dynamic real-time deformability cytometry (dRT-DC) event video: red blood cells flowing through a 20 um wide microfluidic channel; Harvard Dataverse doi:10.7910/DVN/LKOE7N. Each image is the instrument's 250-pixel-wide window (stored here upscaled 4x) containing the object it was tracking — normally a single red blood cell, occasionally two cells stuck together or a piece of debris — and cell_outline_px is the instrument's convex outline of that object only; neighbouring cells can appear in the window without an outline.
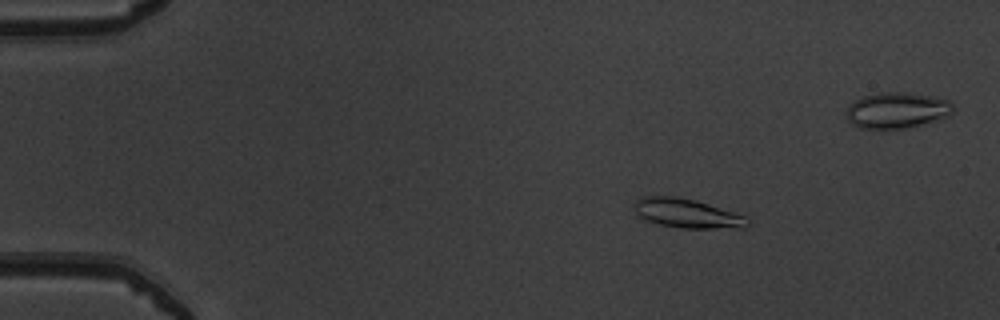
{"species": "common noctule bat (a hibernating species)", "species_latin": "Nyctalus noctula", "temperature_condition": "warm", "stored_images_in_passage": 51, "camera_frame_rate_fps": 3000, "um_per_image_px": 0.085, "animal": {"sex": "male", "body_mass_g": 19.5, "forearm_length_mm": 54.6}, "frame": {"image": 1, "passage_image": 7, "time_ms": 2.0, "image_size_px": [1000, 320], "cell_outline_px": [[748, 224], [744, 228], [680, 228], [660, 224], [644, 220], [636, 212], [636, 200], [640, 196], [676, 196], [696, 200], [744, 216], [748, 220]], "centroid_in_image_um": [58.37, 18.13], "position_along_channel_um": 26.6, "area_um2": 19.02}}
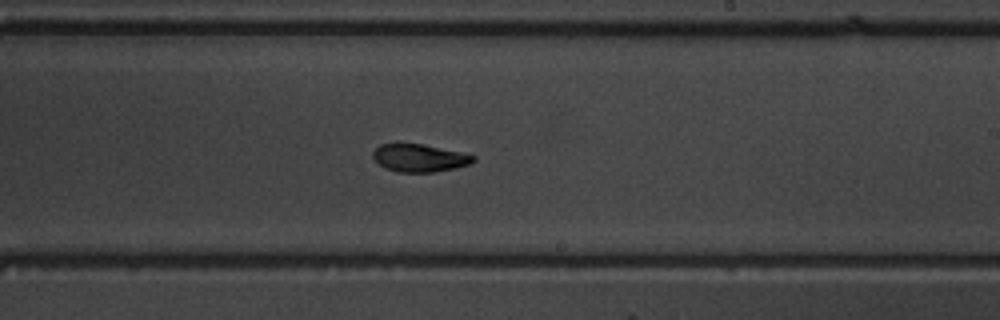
{"frame": {"image": 2, "passage_image": 30, "time_ms": 9.667, "image_size_px": [1000, 320], "cell_outline_px": [[476, 160], [472, 164], [456, 168], [432, 172], [396, 172], [384, 168], [372, 156], [372, 152], [380, 144], [396, 140], [424, 144], [460, 152], [476, 156]], "centroid_in_image_um": [35.62, 13.38], "position_along_channel_um": 253.4, "area_um2": 16.88}}
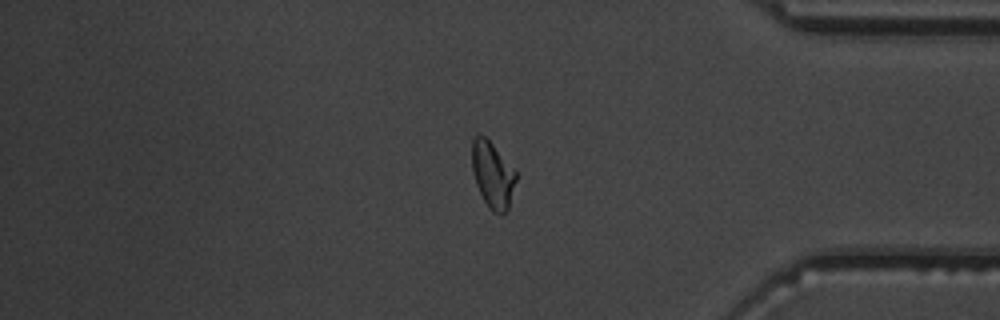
{"frame": {"image": 3, "passage_image": 42, "time_ms": 13.667, "image_size_px": [1000, 320], "cell_outline_px": [[516, 180], [508, 208], [500, 216], [492, 212], [488, 208], [476, 184], [472, 172], [472, 140], [476, 136], [484, 136], [492, 144], [516, 172]], "centroid_in_image_um": [41.85, 14.9], "position_along_channel_um": 393.3, "area_um2": 16.7}, "authors_computed_cell_mechanics": {"area_um2": 17.051, "velocity_mm_per_s": 3.9978, "shape_relaxation_time_tau1_ms": 4.853, "shape_relaxation_time_tau2_ms": 2.5839, "deformation_change_tau1": 0.1709, "deformation_change_tau2": 0.0733}}